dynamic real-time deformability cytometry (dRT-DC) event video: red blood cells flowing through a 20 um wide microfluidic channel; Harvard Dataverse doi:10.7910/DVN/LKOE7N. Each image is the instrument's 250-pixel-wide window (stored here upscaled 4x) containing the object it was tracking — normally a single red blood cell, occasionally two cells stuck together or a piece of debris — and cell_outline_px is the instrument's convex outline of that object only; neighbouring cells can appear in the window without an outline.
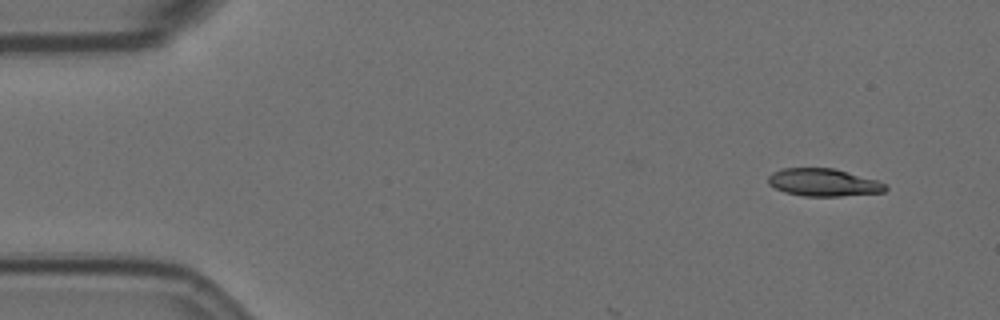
{"species": "Egyptian fruit bat (a non-hibernating species)", "species_latin": "Rousettus aegyptiacus", "temperature_condition": "room temperature", "stored_images_in_passage": 5, "camera_frame_rate_fps": 3000, "um_per_image_px": 0.085, "animal": {"sex": "female"}, "frame": {"image": 1, "passage_image": 1, "time_ms": 0.0, "image_size_px": [1000, 320], "cell_outline_px": [[888, 188], [884, 192], [840, 196], [804, 196], [784, 192], [768, 184], [768, 176], [772, 172], [780, 168], [832, 168], [876, 180], [884, 184]], "centroid_in_image_um": [69.94, 15.51], "position_along_channel_um": 15.1, "area_um2": 18.73}}